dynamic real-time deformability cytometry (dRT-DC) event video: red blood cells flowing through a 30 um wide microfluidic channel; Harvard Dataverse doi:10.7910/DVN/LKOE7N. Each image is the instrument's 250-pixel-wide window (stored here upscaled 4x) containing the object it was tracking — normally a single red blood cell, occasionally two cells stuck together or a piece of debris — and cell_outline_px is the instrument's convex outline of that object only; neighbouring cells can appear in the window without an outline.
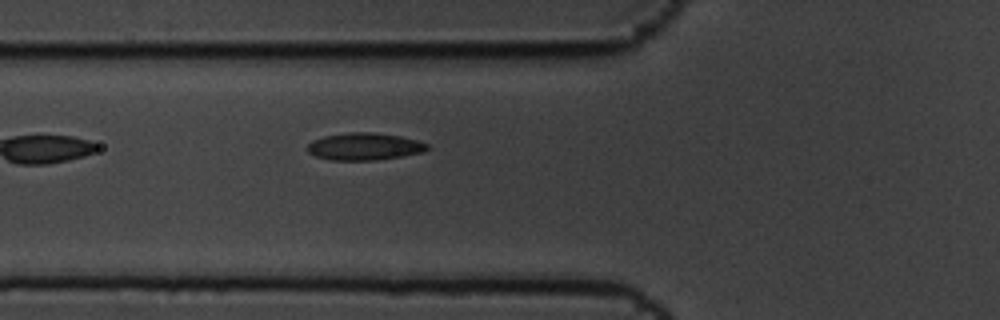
{"species": "common noctule bat (a hibernating species)", "species_latin": "Nyctalus noctula", "temperature_condition": "cold", "stored_images_in_passage": 6, "camera_frame_rate_fps": 3000, "um_per_image_px": 0.085, "animal": {"sex": "male", "body_mass_g": 19.5, "forearm_length_mm": 54.6}, "frame": {"image": 1, "passage_image": 6, "time_ms": 1.667, "image_size_px": [1000, 320], "cell_outline_px": [[432, 148], [424, 152], [376, 160], [328, 160], [316, 156], [308, 152], [304, 148], [312, 140], [324, 136], [348, 132], [376, 132], [400, 136], [416, 140], [428, 144]], "centroid_in_image_um": [30.96, 12.45], "position_along_channel_um": 94.8, "area_um2": 19.25}}